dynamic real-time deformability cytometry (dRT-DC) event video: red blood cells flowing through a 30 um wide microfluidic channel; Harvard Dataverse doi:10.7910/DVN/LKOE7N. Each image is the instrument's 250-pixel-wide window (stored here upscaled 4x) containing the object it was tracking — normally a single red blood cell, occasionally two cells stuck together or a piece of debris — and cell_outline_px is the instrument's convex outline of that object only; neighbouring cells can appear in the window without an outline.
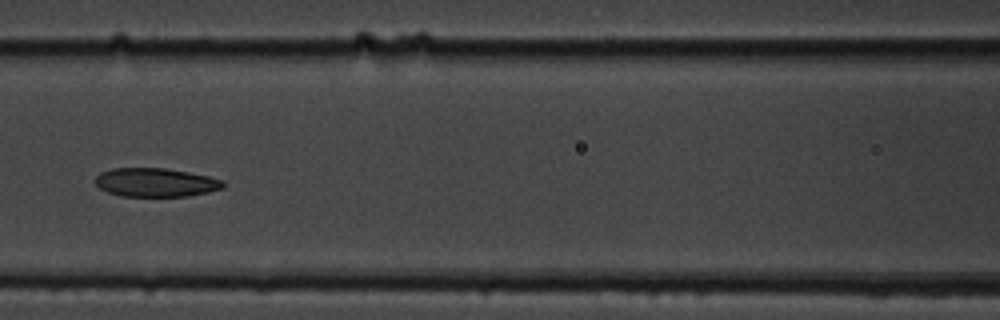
{"species": "common noctule bat (a hibernating species)", "species_latin": "Nyctalus noctula", "temperature_condition": "cold", "stored_images_in_passage": 9, "camera_frame_rate_fps": 3000, "um_per_image_px": 0.085, "animal": {"sex": "male", "body_mass_g": 19.5, "forearm_length_mm": 54.6}, "frame": {"image": 1, "passage_image": 7, "time_ms": 6.667, "image_size_px": [1000, 320], "cell_outline_px": [[224, 188], [208, 192], [188, 196], [120, 196], [108, 192], [100, 188], [96, 184], [96, 176], [100, 172], [112, 168], [164, 168], [188, 172], [208, 176], [224, 180]], "centroid_in_image_um": [13.24, 15.5], "position_along_channel_um": 153.4, "area_um2": 21.39}}
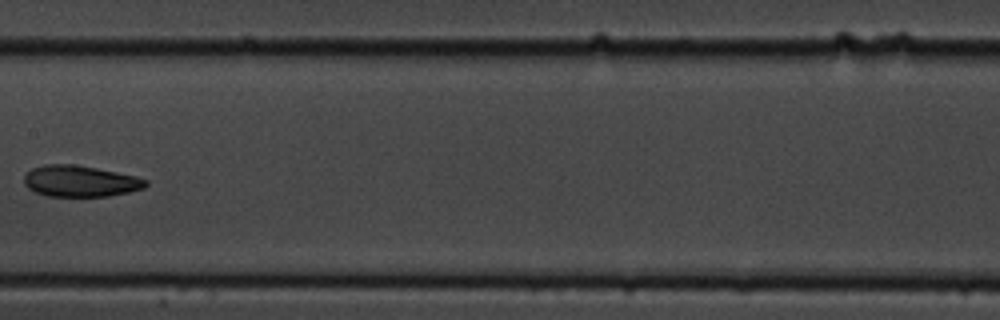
{"frame": {"image": 2, "passage_image": 8, "time_ms": 8.0, "image_size_px": [1000, 320], "cell_outline_px": [[148, 184], [144, 188], [128, 192], [108, 196], [44, 196], [28, 188], [24, 184], [24, 176], [32, 168], [44, 164], [72, 164], [96, 168], [136, 176], [148, 180]], "centroid_in_image_um": [6.81, 15.4], "position_along_channel_um": 200.6, "area_um2": 22.14}}
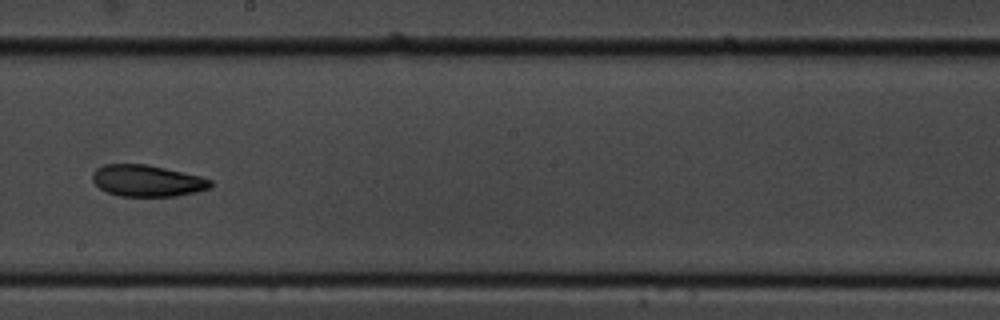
{"frame": {"image": 3, "passage_image": 9, "time_ms": 9.0, "image_size_px": [1000, 320], "cell_outline_px": [[212, 184], [208, 188], [196, 192], [176, 196], [120, 196], [108, 192], [100, 188], [92, 180], [92, 172], [96, 168], [104, 164], [148, 164], [200, 176], [212, 180]], "centroid_in_image_um": [12.49, 15.35], "position_along_channel_um": 235.7, "area_um2": 21.68}}